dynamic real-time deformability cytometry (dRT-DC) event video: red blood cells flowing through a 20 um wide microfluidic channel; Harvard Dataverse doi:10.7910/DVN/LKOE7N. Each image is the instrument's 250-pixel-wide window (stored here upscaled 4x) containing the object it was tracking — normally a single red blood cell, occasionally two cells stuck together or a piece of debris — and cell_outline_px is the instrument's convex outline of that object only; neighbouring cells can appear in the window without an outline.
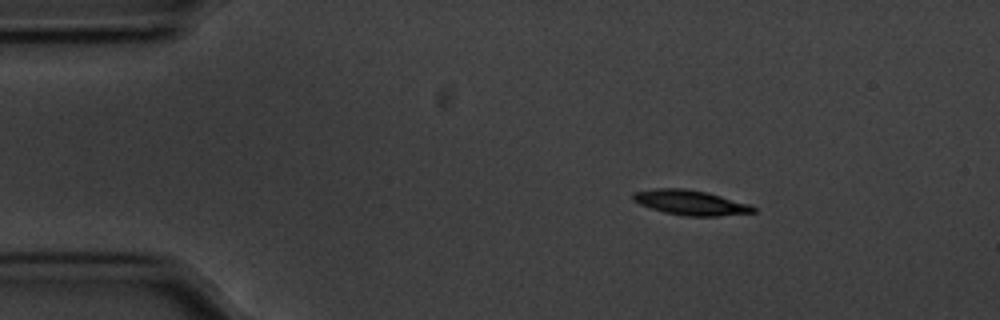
{"species": "common noctule bat (a hibernating species)", "species_latin": "Nyctalus noctula", "temperature_condition": "cold", "stored_images_in_passage": 48, "camera_frame_rate_fps": 3000, "um_per_image_px": 0.085, "animal": {"sex": "male", "body_mass_g": 20.1, "forearm_length_mm": 53.5}, "frame": {"image": 1, "passage_image": 1, "time_ms": 0.0, "image_size_px": [1000, 320], "cell_outline_px": [[756, 212], [720, 216], [684, 216], [664, 212], [640, 204], [632, 200], [632, 192], [656, 188], [684, 188], [704, 192], [720, 196], [748, 204], [756, 208]], "centroid_in_image_um": [58.66, 17.22], "position_along_channel_um": 26.3, "area_um2": 17.28}}
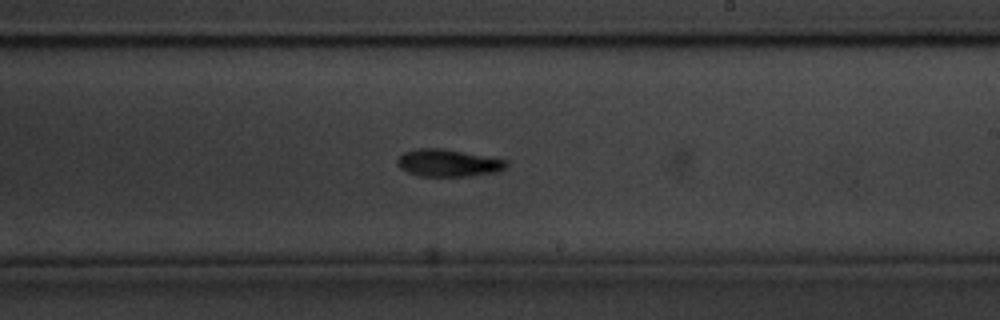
{"frame": {"image": 2, "passage_image": 25, "time_ms": 8.0, "image_size_px": [1000, 320], "cell_outline_px": [[508, 164], [504, 168], [496, 172], [472, 176], [420, 176], [408, 172], [400, 168], [396, 164], [396, 160], [404, 152], [416, 148], [440, 148], [508, 160]], "centroid_in_image_um": [38.07, 13.85], "position_along_channel_um": 250.9, "area_um2": 17.28}}
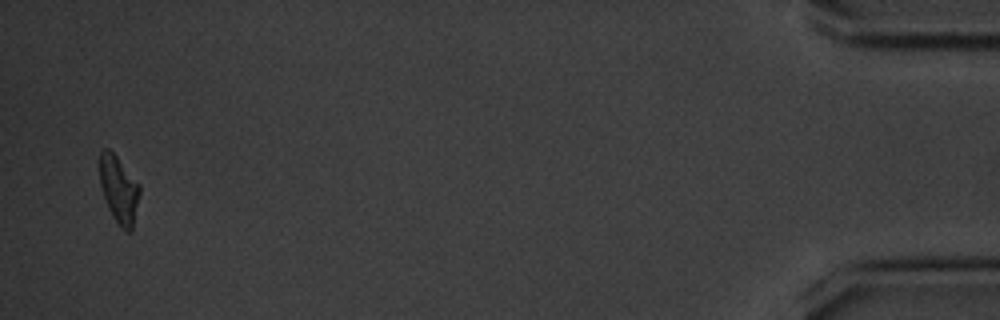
{"frame": {"image": 3, "passage_image": 47, "time_ms": 15.333, "image_size_px": [1000, 320], "cell_outline_px": [[140, 192], [132, 232], [128, 232], [120, 228], [112, 216], [108, 208], [100, 184], [100, 152], [104, 148], [108, 148], [116, 156], [140, 184]], "centroid_in_image_um": [10.12, 16.14], "position_along_channel_um": 425.1, "area_um2": 15.66}, "authors_computed_cell_mechanics": {"area_um2": 17.1666, "velocity_mm_per_s": 3.54, "shape_relaxation_time_tau1_ms": 2.82, "shape_relaxation_time_tau2_ms": null, "deformation_change_tau1": 0.1233, "deformation_change_tau2": null}}